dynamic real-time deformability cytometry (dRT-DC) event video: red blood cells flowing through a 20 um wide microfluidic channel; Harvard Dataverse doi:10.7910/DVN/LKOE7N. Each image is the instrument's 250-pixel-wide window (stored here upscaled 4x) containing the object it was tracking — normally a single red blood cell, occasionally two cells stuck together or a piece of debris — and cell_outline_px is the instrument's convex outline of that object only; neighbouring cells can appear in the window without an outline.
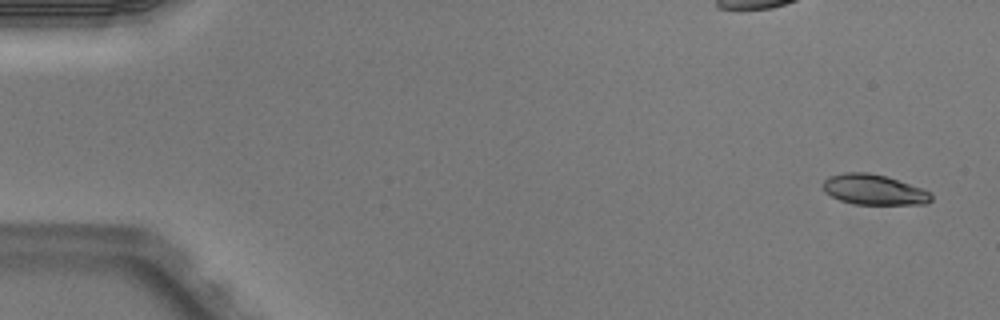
{"species": "Egyptian fruit bat (a non-hibernating species)", "species_latin": "Rousettus aegyptiacus", "temperature_condition": "warm", "stored_images_in_passage": 4, "camera_frame_rate_fps": 3000, "um_per_image_px": 0.085, "animal": {"sex": "male"}, "frame": {"image": 1, "passage_image": 1, "time_ms": 0.0, "image_size_px": [1000, 320], "cell_outline_px": [[932, 200], [928, 204], [856, 204], [840, 200], [824, 192], [824, 180], [828, 176], [844, 172], [868, 172], [888, 176], [924, 188], [932, 192]], "centroid_in_image_um": [74.33, 16.11], "position_along_channel_um": 10.7, "area_um2": 19.42}}
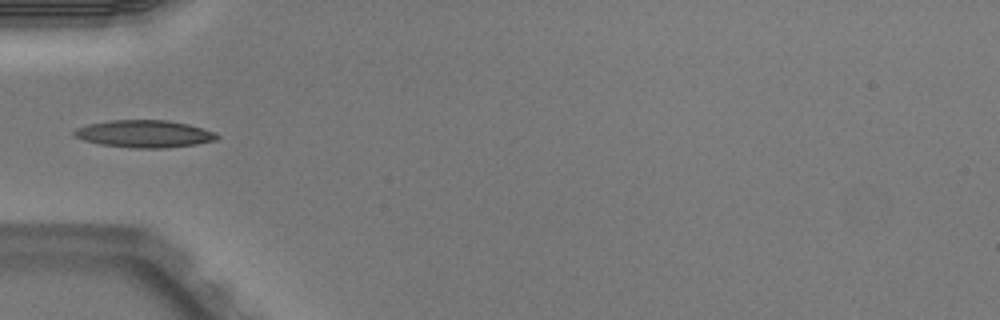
{"frame": {"image": 2, "passage_image": 4, "time_ms": 1.0, "image_size_px": [1000, 320], "cell_outline_px": [[220, 136], [216, 140], [196, 144], [168, 148], [132, 148], [100, 144], [84, 140], [76, 136], [72, 132], [76, 128], [88, 124], [108, 120], [168, 120], [188, 124], [212, 132]], "centroid_in_image_um": [12.25, 11.38], "position_along_channel_um": 72.8, "area_um2": 22.66}}